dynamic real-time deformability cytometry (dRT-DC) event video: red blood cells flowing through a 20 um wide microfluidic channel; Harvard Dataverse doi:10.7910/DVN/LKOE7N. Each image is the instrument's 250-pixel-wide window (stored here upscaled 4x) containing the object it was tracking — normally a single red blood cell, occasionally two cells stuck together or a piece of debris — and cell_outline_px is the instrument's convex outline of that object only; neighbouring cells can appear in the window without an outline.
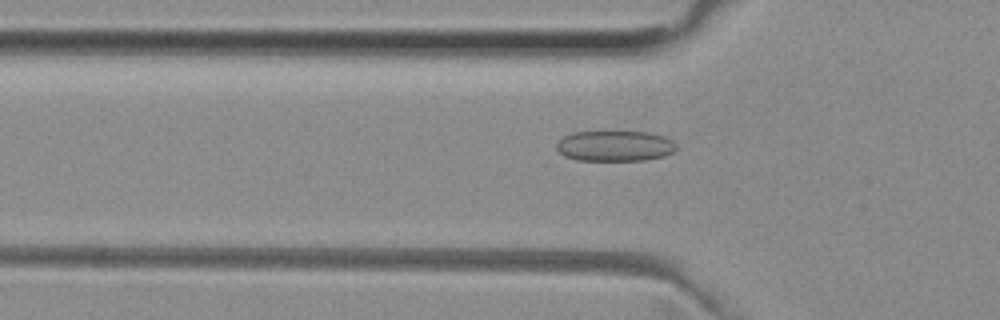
{"species": "common noctule bat (a hibernating species)", "species_latin": "Nyctalus noctula", "temperature_condition": "room temperature", "stored_images_in_passage": 50, "camera_frame_rate_fps": 3000, "um_per_image_px": 0.085, "animal": {"sex": "female", "body_mass_g": 29.2, "forearm_length_mm": 56.3}, "frame": {"image": 1, "passage_image": 15, "time_ms": 4.667, "image_size_px": [1000, 320], "cell_outline_px": [[676, 148], [672, 152], [664, 156], [644, 160], [576, 160], [564, 156], [556, 148], [556, 144], [564, 136], [572, 132], [648, 132], [664, 136], [672, 140], [676, 144]], "centroid_in_image_um": [52.26, 12.4], "position_along_channel_um": 73.5, "area_um2": 21.27}}
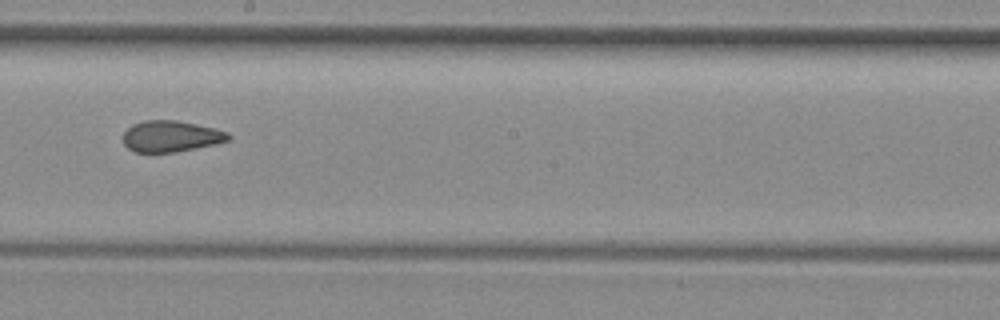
{"frame": {"image": 2, "passage_image": 27, "time_ms": 8.667, "image_size_px": [1000, 320], "cell_outline_px": [[232, 136], [228, 140], [212, 144], [176, 152], [136, 152], [128, 148], [124, 144], [124, 132], [132, 124], [144, 120], [176, 120], [216, 128], [228, 132]], "centroid_in_image_um": [14.52, 11.57], "position_along_channel_um": 233.7, "area_um2": 19.02}}
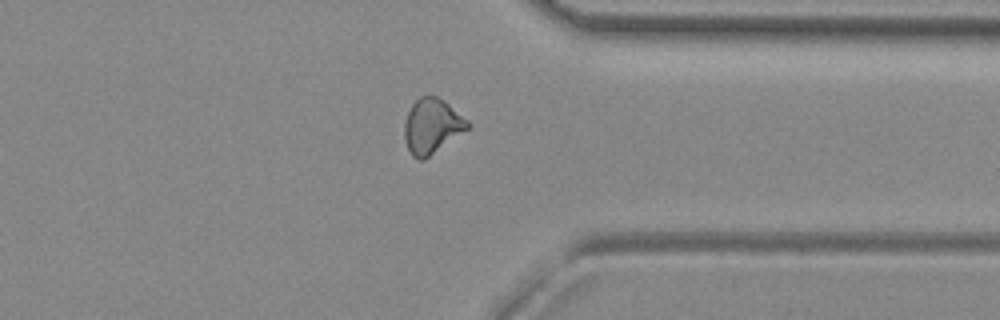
{"frame": {"image": 3, "passage_image": 38, "time_ms": 12.333, "image_size_px": [1000, 320], "cell_outline_px": [[472, 124], [468, 128], [424, 160], [420, 160], [412, 156], [404, 140], [404, 124], [408, 112], [412, 104], [420, 96], [436, 96], [444, 100], [468, 120]], "centroid_in_image_um": [36.7, 10.71], "position_along_channel_um": 374.7, "area_um2": 20.06}, "authors_computed_cell_mechanics": {"area_um2": 20.1433, "velocity_mm_per_s": 3.9954, "shape_relaxation_time_tau1_ms": null, "shape_relaxation_time_tau2_ms": 2.0424, "deformation_change_tau1": null, "deformation_change_tau2": 0.0911}}